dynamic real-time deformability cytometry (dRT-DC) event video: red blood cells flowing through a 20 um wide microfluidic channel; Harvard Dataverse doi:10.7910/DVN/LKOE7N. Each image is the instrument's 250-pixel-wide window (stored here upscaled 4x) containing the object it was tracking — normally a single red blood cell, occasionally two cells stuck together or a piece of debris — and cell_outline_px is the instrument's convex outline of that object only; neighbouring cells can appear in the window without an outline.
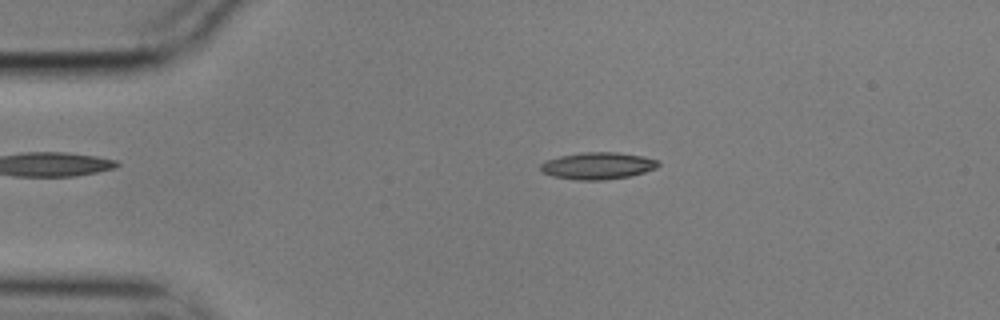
{"species": "common noctule bat (a hibernating species)", "species_latin": "Nyctalus noctula", "temperature_condition": "cold", "stored_images_in_passage": 56, "camera_frame_rate_fps": 3000, "um_per_image_px": 0.085, "animal": {"sex": "male", "body_mass_g": 17.9}, "frame": {"image": 1, "passage_image": 11, "time_ms": 3.333, "image_size_px": [1000, 320], "cell_outline_px": [[660, 164], [656, 168], [644, 172], [628, 176], [604, 180], [576, 180], [552, 176], [544, 172], [540, 168], [540, 164], [548, 160], [560, 156], [580, 152], [616, 152], [644, 156], [656, 160]], "centroid_in_image_um": [50.81, 14.09], "position_along_channel_um": 34.2, "area_um2": 18.38}}
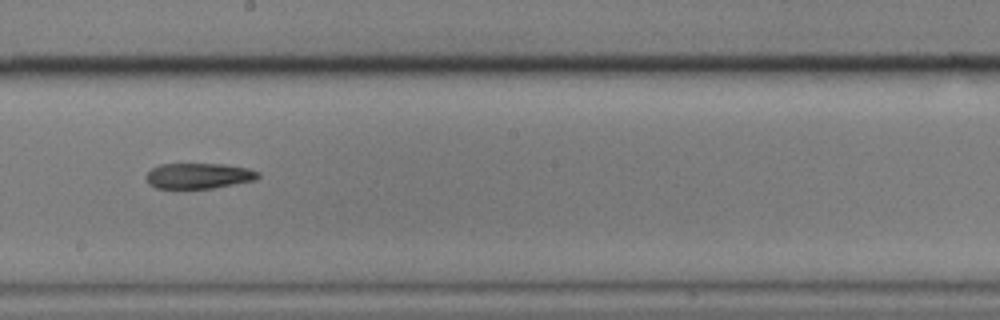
{"frame": {"image": 2, "passage_image": 31, "time_ms": 10.0, "image_size_px": [1000, 320], "cell_outline_px": [[260, 176], [256, 180], [212, 188], [156, 188], [148, 184], [144, 176], [152, 168], [160, 164], [224, 164], [248, 168], [260, 172]], "centroid_in_image_um": [16.88, 14.94], "position_along_channel_um": 231.3, "area_um2": 16.76}}
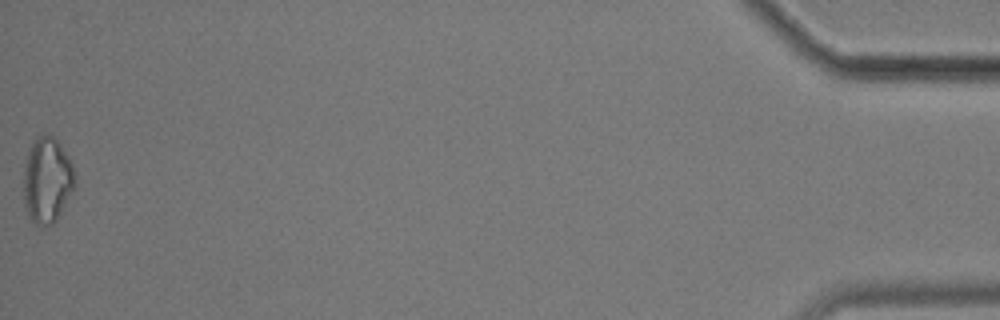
{"frame": {"image": 3, "passage_image": 56, "time_ms": 18.333, "image_size_px": [1000, 320], "cell_outline_px": [[76, 184], [72, 192], [56, 220], [52, 224], [44, 228], [36, 224], [28, 216], [24, 200], [24, 168], [28, 152], [32, 140], [44, 132], [48, 132], [60, 144], [68, 156], [72, 164], [76, 176]], "centroid_in_image_um": [4.01, 15.3], "position_along_channel_um": 431.2, "area_um2": 25.89}}